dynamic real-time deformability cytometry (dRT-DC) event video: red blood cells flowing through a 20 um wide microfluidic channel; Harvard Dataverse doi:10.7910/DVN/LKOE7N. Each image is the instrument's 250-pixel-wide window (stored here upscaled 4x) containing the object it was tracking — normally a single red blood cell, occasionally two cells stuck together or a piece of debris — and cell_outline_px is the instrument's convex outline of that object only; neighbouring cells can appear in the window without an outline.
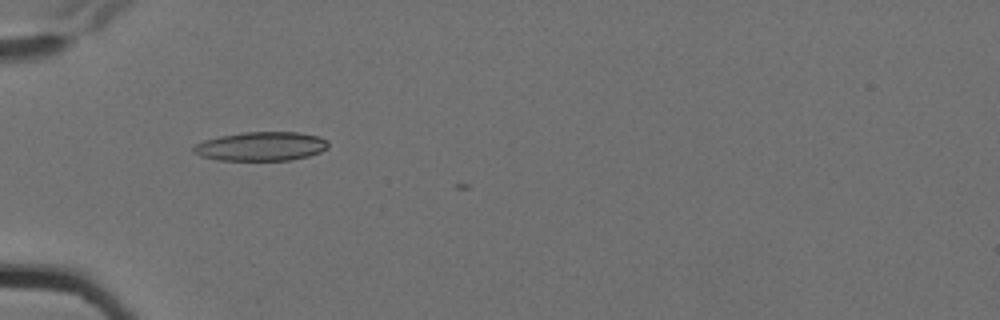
{"species": "Egyptian fruit bat (a non-hibernating species)", "species_latin": "Rousettus aegyptiacus", "temperature_condition": "cold", "stored_images_in_passage": 2, "camera_frame_rate_fps": 3000, "um_per_image_px": 0.085, "animal": {"sex": "female"}, "frame": {"image": 1, "passage_image": 2, "time_ms": 0.333, "image_size_px": [1000, 320], "cell_outline_px": [[328, 148], [320, 152], [308, 156], [292, 160], [216, 160], [200, 156], [192, 152], [192, 148], [196, 144], [204, 140], [220, 136], [244, 132], [300, 132], [320, 136], [328, 140]], "centroid_in_image_um": [22.21, 12.44], "position_along_channel_um": 62.8, "area_um2": 22.95}}